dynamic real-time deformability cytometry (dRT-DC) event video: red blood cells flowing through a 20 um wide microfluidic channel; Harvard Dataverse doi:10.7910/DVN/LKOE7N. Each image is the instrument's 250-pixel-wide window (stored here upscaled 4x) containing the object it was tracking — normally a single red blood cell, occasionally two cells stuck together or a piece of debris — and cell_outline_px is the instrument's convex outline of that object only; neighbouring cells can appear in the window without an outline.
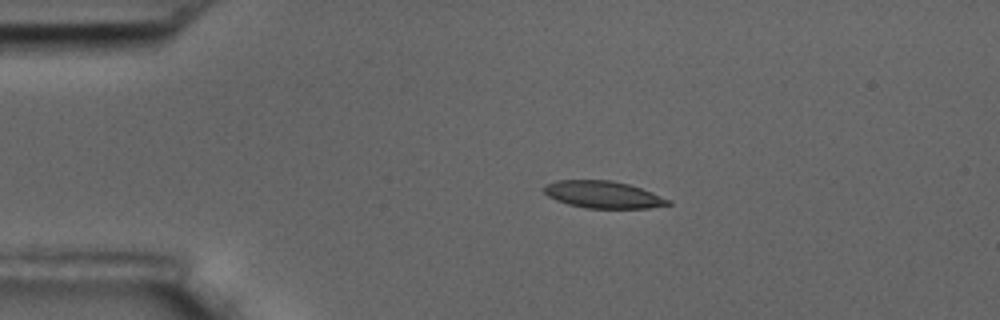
{"species": "common noctule bat (a hibernating species)", "species_latin": "Nyctalus noctula", "temperature_condition": "room temperature", "stored_images_in_passage": 5, "camera_frame_rate_fps": 3000, "um_per_image_px": 0.085, "animal": {"sex": "male", "body_mass_g": 17.5, "forearm_length_mm": 52.3}, "frame": {"image": 1, "passage_image": 3, "time_ms": 2.333, "image_size_px": [1000, 320], "cell_outline_px": [[672, 204], [648, 208], [584, 208], [568, 204], [556, 200], [548, 196], [544, 192], [544, 184], [556, 180], [612, 180], [628, 184], [652, 192], [672, 200]], "centroid_in_image_um": [51.26, 16.54], "position_along_channel_um": 33.7, "area_um2": 19.71}}
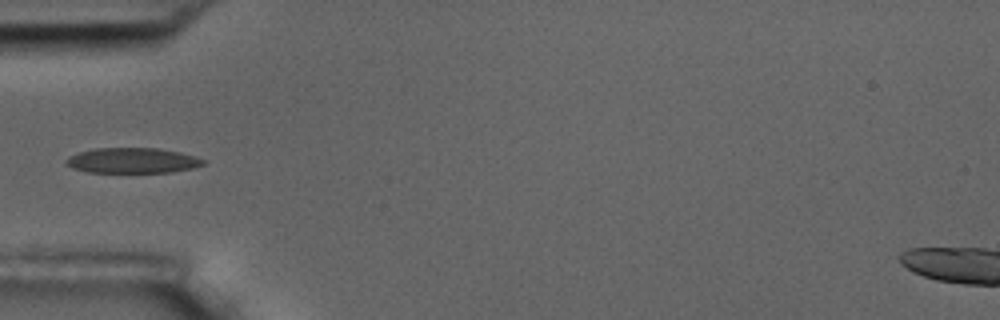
{"frame": {"image": 2, "passage_image": 5, "time_ms": 4.667, "image_size_px": [1000, 320], "cell_outline_px": [[204, 164], [192, 168], [172, 172], [88, 172], [72, 168], [64, 160], [68, 156], [92, 148], [160, 148], [180, 152], [196, 156], [204, 160]], "centroid_in_image_um": [11.25, 13.63], "position_along_channel_um": 73.7, "area_um2": 20.23}}